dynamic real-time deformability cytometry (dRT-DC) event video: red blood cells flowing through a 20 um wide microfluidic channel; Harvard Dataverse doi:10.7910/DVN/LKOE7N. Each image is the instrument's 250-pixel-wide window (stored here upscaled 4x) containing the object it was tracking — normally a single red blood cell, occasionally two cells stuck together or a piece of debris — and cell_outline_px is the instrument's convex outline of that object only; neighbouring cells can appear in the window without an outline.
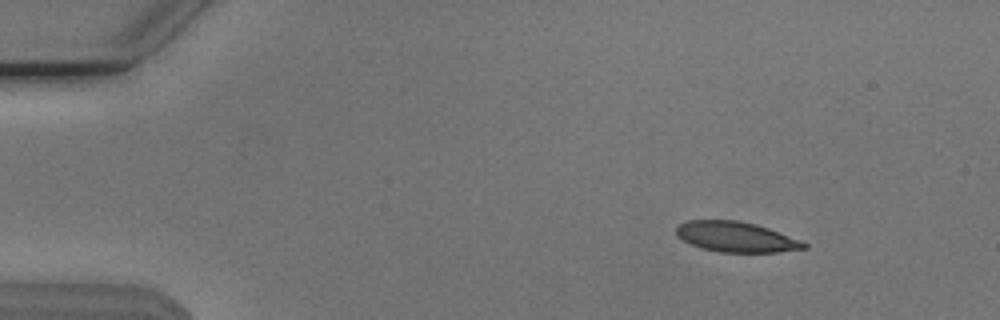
{"species": "Egyptian fruit bat (a non-hibernating species)", "species_latin": "Rousettus aegyptiacus", "temperature_condition": "cold", "stored_images_in_passage": 4, "camera_frame_rate_fps": 3000, "um_per_image_px": 0.085, "animal": {"sex": "male"}, "frame": {"image": 1, "passage_image": 3, "time_ms": 0.667, "image_size_px": [1000, 320], "cell_outline_px": [[800, 244], [784, 248], [760, 252], [744, 252], [712, 248], [700, 244], [752, 228], [760, 228], [772, 232]], "centroid_in_image_um": [63.86, 20.53], "position_along_channel_um": 21.1, "area_um2": 10.12}}